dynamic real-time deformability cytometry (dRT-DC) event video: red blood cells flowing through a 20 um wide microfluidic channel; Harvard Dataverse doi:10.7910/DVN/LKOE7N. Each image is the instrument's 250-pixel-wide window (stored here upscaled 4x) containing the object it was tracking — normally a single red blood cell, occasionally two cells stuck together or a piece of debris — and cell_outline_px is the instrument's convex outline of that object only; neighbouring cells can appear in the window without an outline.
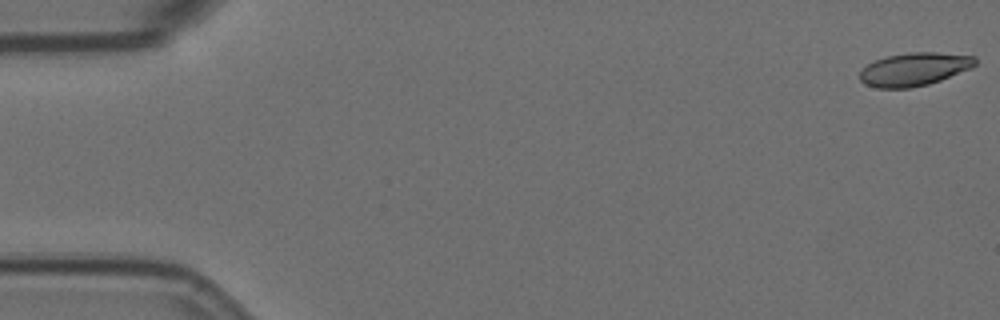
{"species": "Egyptian fruit bat (a non-hibernating species)", "species_latin": "Rousettus aegyptiacus", "temperature_condition": "room temperature", "stored_images_in_passage": 55, "camera_frame_rate_fps": 3000, "um_per_image_px": 0.085, "animal": {"sex": "female"}, "frame": {"image": 1, "passage_image": 1, "time_ms": 0.0, "image_size_px": [1000, 320], "cell_outline_px": [[976, 64], [972, 68], [940, 80], [928, 84], [908, 88], [876, 88], [864, 84], [860, 80], [860, 72], [868, 64], [876, 60], [888, 56], [912, 52], [936, 52], [976, 56]], "centroid_in_image_um": [77.73, 5.89], "position_along_channel_um": 7.3, "area_um2": 22.2}}
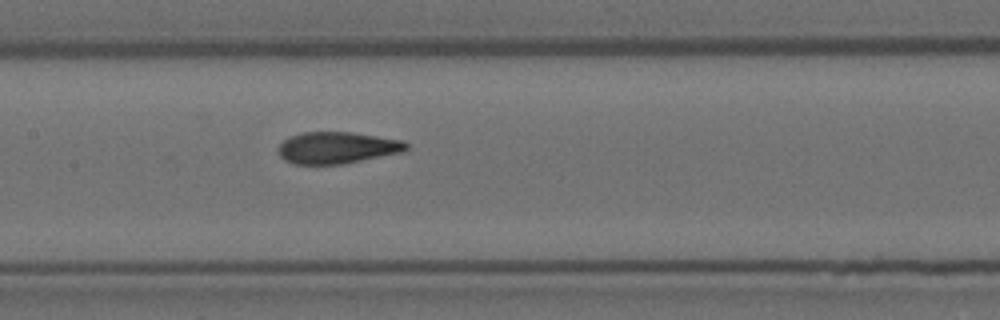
{"frame": {"image": 2, "passage_image": 28, "time_ms": 9.0, "image_size_px": [1000, 320], "cell_outline_px": [[408, 148], [404, 152], [340, 164], [296, 164], [284, 160], [280, 156], [276, 148], [288, 136], [304, 132], [352, 132], [404, 140], [408, 144]], "centroid_in_image_um": [28.65, 12.55], "position_along_channel_um": 178.8, "area_um2": 23.76}}
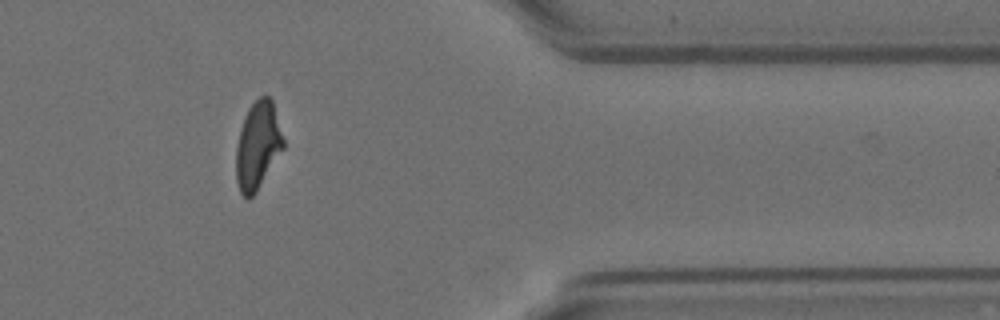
{"frame": {"image": 3, "passage_image": 48, "time_ms": 15.667, "image_size_px": [1000, 320], "cell_outline_px": [[284, 148], [256, 192], [248, 200], [240, 192], [236, 180], [236, 148], [240, 128], [244, 116], [248, 108], [260, 96], [268, 96], [272, 100], [284, 140]], "centroid_in_image_um": [21.9, 12.38], "position_along_channel_um": 389.5, "area_um2": 24.04}, "authors_computed_cell_mechanics": {"area_um2": 23.8714, "velocity_mm_per_s": 3.4958, "shape_relaxation_time_tau1_ms": 6.2274, "shape_relaxation_time_tau2_ms": 1.4457, "deformation_change_tau1": 0.2013, "deformation_change_tau2": 0.0764}}